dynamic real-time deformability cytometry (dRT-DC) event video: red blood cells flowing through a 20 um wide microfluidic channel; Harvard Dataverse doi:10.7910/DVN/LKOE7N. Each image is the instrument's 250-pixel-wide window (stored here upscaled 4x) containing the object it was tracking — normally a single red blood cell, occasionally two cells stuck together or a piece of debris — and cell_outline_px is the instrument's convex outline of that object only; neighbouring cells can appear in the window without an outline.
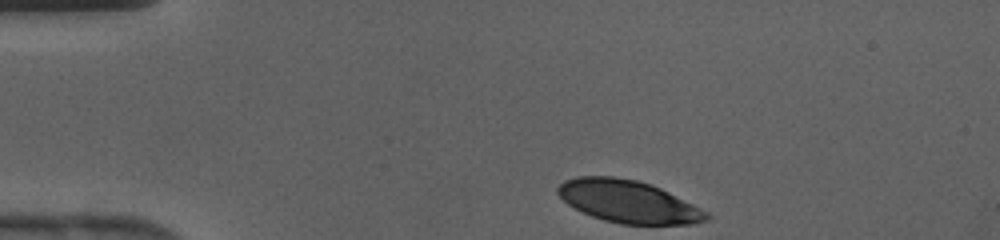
{"species": "human", "species_latin": "Homo sapiens", "temperature_condition": "cold", "stored_images_in_passage": 30, "camera_frame_rate_fps": 3000, "um_per_image_px": 0.085, "donor": {"sex": "female"}, "frame": {"image": 1, "passage_image": 1, "time_ms": 0.0, "image_size_px": [1000, 240], "cell_outline_px": [[712, 216], [708, 220], [692, 224], [620, 224], [604, 220], [592, 216], [568, 204], [556, 192], [556, 188], [564, 180], [576, 176], [612, 176], [636, 180], [660, 188], [708, 212]], "centroid_in_image_um": [53.39, 17.13], "position_along_channel_um": 31.6, "area_um2": 36.47}}
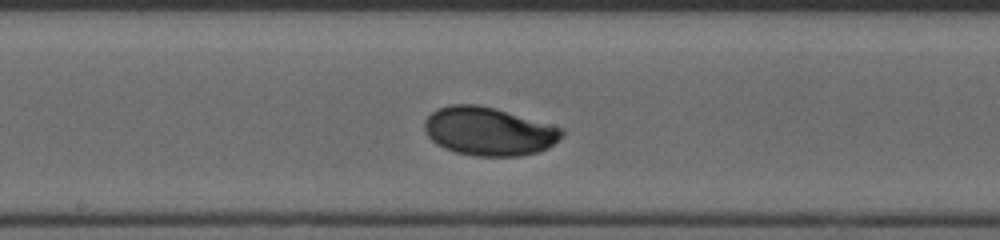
{"frame": {"image": 2, "passage_image": 16, "time_ms": 5.0, "image_size_px": [1000, 240], "cell_outline_px": [[564, 132], [548, 148], [540, 152], [520, 156], [476, 156], [456, 152], [444, 148], [436, 144], [424, 132], [424, 120], [436, 108], [448, 104], [476, 104], [492, 108], [564, 128]], "centroid_in_image_um": [41.5, 11.17], "position_along_channel_um": 206.7, "area_um2": 38.61}}
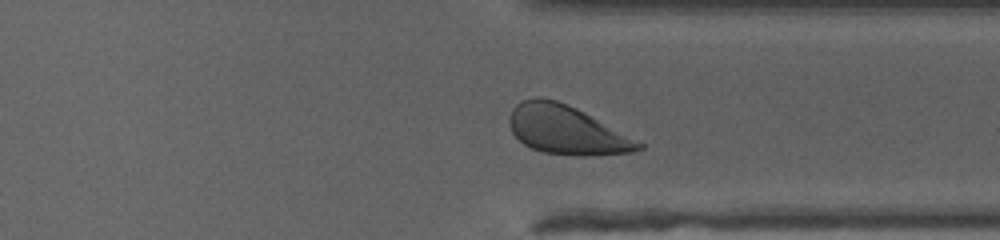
{"frame": {"image": 3, "passage_image": 26, "time_ms": 8.333, "image_size_px": [1000, 240], "cell_outline_px": [[644, 148], [632, 152], [588, 156], [576, 156], [544, 152], [532, 148], [524, 144], [512, 132], [508, 120], [512, 108], [520, 100], [536, 96], [540, 96], [556, 100], [576, 108], [640, 140], [644, 144]], "centroid_in_image_um": [48.17, 11.04], "position_along_channel_um": 363.2, "area_um2": 36.93}}